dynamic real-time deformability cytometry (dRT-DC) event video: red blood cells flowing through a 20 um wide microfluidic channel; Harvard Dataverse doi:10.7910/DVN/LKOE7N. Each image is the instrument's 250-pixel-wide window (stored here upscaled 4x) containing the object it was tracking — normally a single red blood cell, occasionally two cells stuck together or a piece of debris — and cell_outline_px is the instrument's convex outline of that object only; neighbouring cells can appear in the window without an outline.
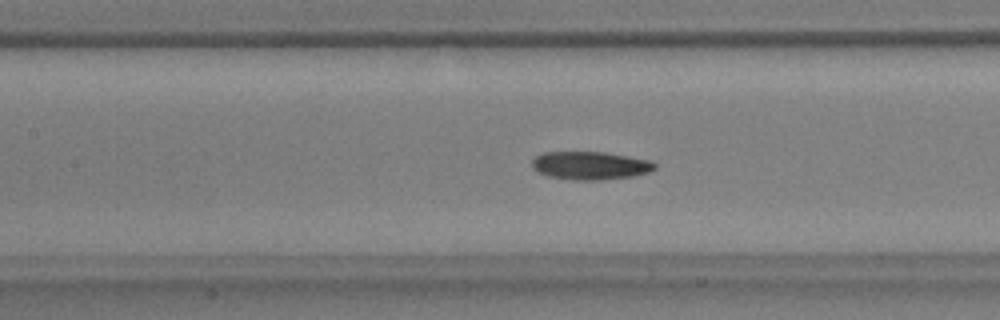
{"species": "common noctule bat (a hibernating species)", "species_latin": "Nyctalus noctula", "temperature_condition": "warm", "stored_images_in_passage": 39, "camera_frame_rate_fps": 3000, "um_per_image_px": 0.085, "animal": {"sex": "male", "body_mass_g": 17.9, "forearm_length_mm": 54.2}, "frame": {"image": 1, "passage_image": 9, "time_ms": 2.667, "image_size_px": [1000, 320], "cell_outline_px": [[656, 168], [648, 172], [632, 176], [600, 180], [572, 180], [548, 176], [532, 168], [532, 160], [536, 156], [544, 152], [604, 152], [652, 160], [656, 164]], "centroid_in_image_um": [50.18, 14.07], "position_along_channel_um": 157.2, "area_um2": 20.11}}
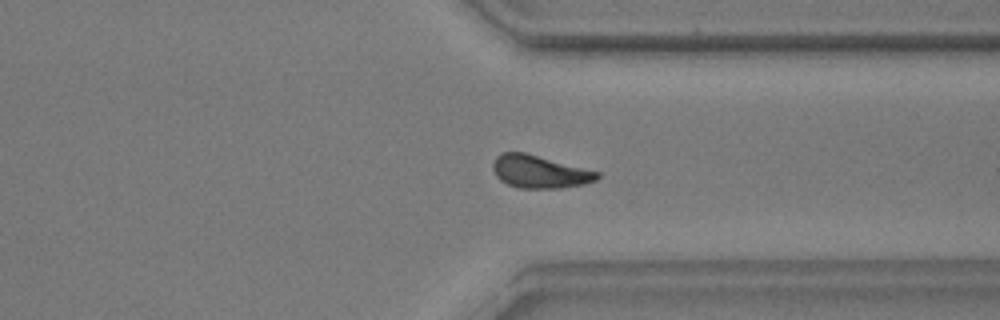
{"frame": {"image": 2, "passage_image": 26, "time_ms": 8.333, "image_size_px": [1000, 320], "cell_outline_px": [[600, 176], [596, 180], [584, 184], [560, 188], [520, 188], [508, 184], [500, 180], [496, 176], [492, 168], [492, 164], [496, 156], [504, 152], [524, 152], [600, 172]], "centroid_in_image_um": [45.85, 14.59], "position_along_channel_um": 365.5, "area_um2": 19.83}}
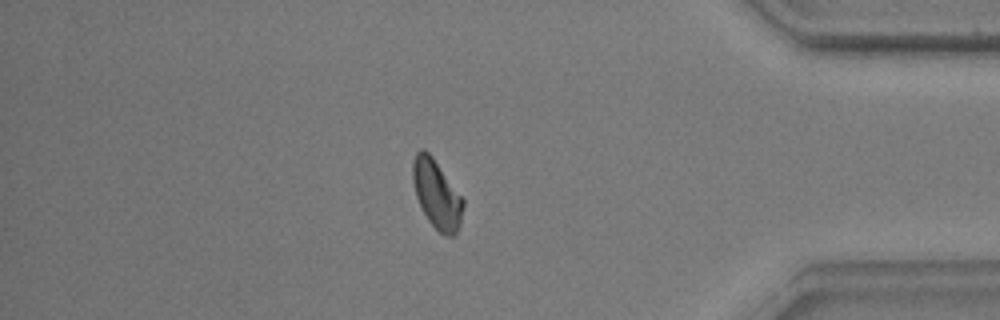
{"frame": {"image": 3, "passage_image": 31, "time_ms": 10.0, "image_size_px": [1000, 320], "cell_outline_px": [[464, 204], [460, 224], [456, 236], [444, 236], [428, 220], [416, 196], [412, 180], [412, 164], [416, 152], [420, 148], [424, 148], [432, 156], [464, 200]], "centroid_in_image_um": [37.12, 16.51], "position_along_channel_um": 398.1, "area_um2": 20.0}, "authors_computed_cell_mechanics": {"area_um2": 19.941, "velocity_mm_per_s": 3.6789, "shape_relaxation_time_tau1_ms": 3.8685, "shape_relaxation_time_tau2_ms": 4.6688, "deformation_change_tau1": 0.1315, "deformation_change_tau2": 0.1116}}